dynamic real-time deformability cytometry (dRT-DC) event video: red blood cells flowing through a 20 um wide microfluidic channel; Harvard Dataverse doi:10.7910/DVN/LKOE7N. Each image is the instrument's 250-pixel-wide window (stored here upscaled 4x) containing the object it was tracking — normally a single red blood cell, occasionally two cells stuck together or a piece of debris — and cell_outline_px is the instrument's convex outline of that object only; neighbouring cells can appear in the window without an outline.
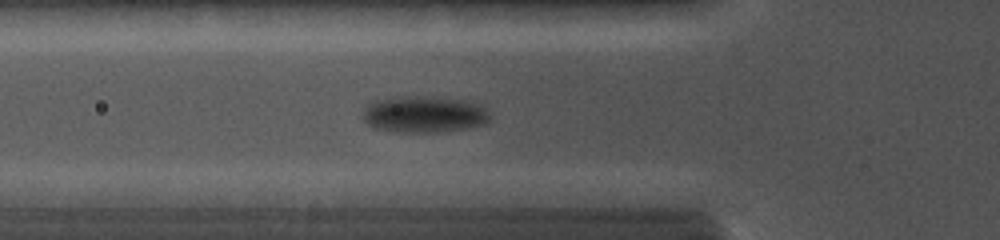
{"species": "common noctule bat (a hibernating species)", "species_latin": "Nyctalus noctula", "temperature_condition": "cold", "stored_images_in_passage": 51, "camera_frame_rate_fps": 5000, "um_per_image_px": 0.085, "animal": {"sex": "female", "body_mass_g": 19.0, "forearm_length_mm": 56.7}, "frame": {"image": 1, "passage_image": 11, "time_ms": 5.0, "image_size_px": [1000, 240], "cell_outline_px": [[488, 120], [484, 124], [468, 128], [436, 132], [392, 132], [376, 128], [368, 124], [360, 116], [364, 108], [372, 100], [396, 96], [424, 96], [464, 100], [484, 104], [488, 112]], "centroid_in_image_um": [36.01, 9.7], "position_along_channel_um": 89.8, "area_um2": 27.51}}
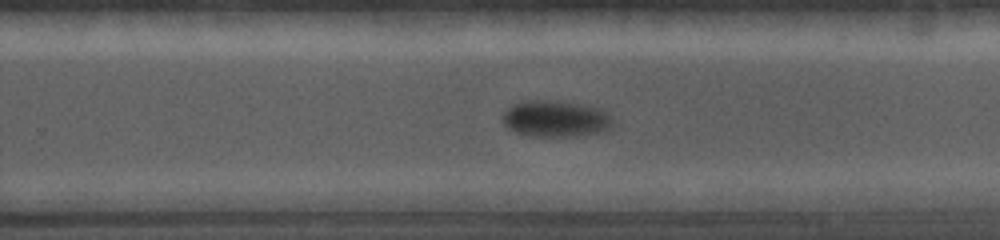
{"frame": {"image": 2, "passage_image": 24, "time_ms": 9.6, "image_size_px": [1000, 240], "cell_outline_px": [[612, 124], [608, 128], [600, 132], [580, 136], [528, 136], [516, 132], [508, 128], [504, 124], [504, 112], [512, 104], [524, 100], [552, 100], [576, 104], [596, 108], [608, 112], [612, 120]], "centroid_in_image_um": [47.19, 10.1], "position_along_channel_um": 282.6, "area_um2": 23.18}}
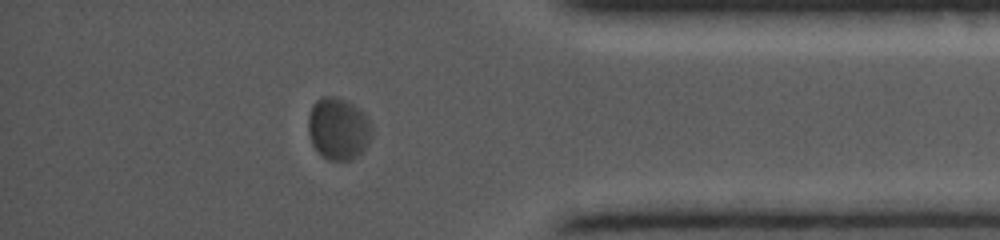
{"frame": {"image": 3, "passage_image": 41, "time_ms": 12.8, "image_size_px": [1000, 240], "cell_outline_px": [[372, 136], [368, 144], [356, 156], [348, 160], [328, 160], [312, 144], [308, 132], [308, 116], [312, 104], [320, 96], [336, 96], [360, 108], [364, 112], [372, 128]], "centroid_in_image_um": [28.75, 10.9], "position_along_channel_um": 406.5, "area_um2": 23.0}}